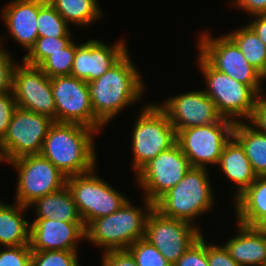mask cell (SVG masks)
I'll return each mask as SVG.
<instances>
[{
  "label": "cell",
  "mask_w": 266,
  "mask_h": 266,
  "mask_svg": "<svg viewBox=\"0 0 266 266\" xmlns=\"http://www.w3.org/2000/svg\"><path fill=\"white\" fill-rule=\"evenodd\" d=\"M190 167L188 158L175 143L136 173V185L142 188L144 197L155 204L185 176Z\"/></svg>",
  "instance_id": "cell-10"
},
{
  "label": "cell",
  "mask_w": 266,
  "mask_h": 266,
  "mask_svg": "<svg viewBox=\"0 0 266 266\" xmlns=\"http://www.w3.org/2000/svg\"><path fill=\"white\" fill-rule=\"evenodd\" d=\"M132 130V169L136 174L145 164L176 143V132L157 103L144 104Z\"/></svg>",
  "instance_id": "cell-6"
},
{
  "label": "cell",
  "mask_w": 266,
  "mask_h": 266,
  "mask_svg": "<svg viewBox=\"0 0 266 266\" xmlns=\"http://www.w3.org/2000/svg\"><path fill=\"white\" fill-rule=\"evenodd\" d=\"M38 15L39 0H12L1 11L8 35L22 45L26 52L38 38Z\"/></svg>",
  "instance_id": "cell-18"
},
{
  "label": "cell",
  "mask_w": 266,
  "mask_h": 266,
  "mask_svg": "<svg viewBox=\"0 0 266 266\" xmlns=\"http://www.w3.org/2000/svg\"><path fill=\"white\" fill-rule=\"evenodd\" d=\"M27 206L18 202L0 201V245L20 246L30 244L31 222L24 218Z\"/></svg>",
  "instance_id": "cell-21"
},
{
  "label": "cell",
  "mask_w": 266,
  "mask_h": 266,
  "mask_svg": "<svg viewBox=\"0 0 266 266\" xmlns=\"http://www.w3.org/2000/svg\"><path fill=\"white\" fill-rule=\"evenodd\" d=\"M130 56L128 51L101 77L88 83L93 113L104 127L145 93L142 74Z\"/></svg>",
  "instance_id": "cell-1"
},
{
  "label": "cell",
  "mask_w": 266,
  "mask_h": 266,
  "mask_svg": "<svg viewBox=\"0 0 266 266\" xmlns=\"http://www.w3.org/2000/svg\"><path fill=\"white\" fill-rule=\"evenodd\" d=\"M97 131L78 123L55 122L45 137L41 155L66 177L85 174L96 166Z\"/></svg>",
  "instance_id": "cell-2"
},
{
  "label": "cell",
  "mask_w": 266,
  "mask_h": 266,
  "mask_svg": "<svg viewBox=\"0 0 266 266\" xmlns=\"http://www.w3.org/2000/svg\"><path fill=\"white\" fill-rule=\"evenodd\" d=\"M197 42L198 53L213 68L252 87L259 95L265 94L261 85L266 78L246 60L239 47L227 34L213 37L204 30Z\"/></svg>",
  "instance_id": "cell-7"
},
{
  "label": "cell",
  "mask_w": 266,
  "mask_h": 266,
  "mask_svg": "<svg viewBox=\"0 0 266 266\" xmlns=\"http://www.w3.org/2000/svg\"><path fill=\"white\" fill-rule=\"evenodd\" d=\"M173 266H209L204 235L196 240Z\"/></svg>",
  "instance_id": "cell-35"
},
{
  "label": "cell",
  "mask_w": 266,
  "mask_h": 266,
  "mask_svg": "<svg viewBox=\"0 0 266 266\" xmlns=\"http://www.w3.org/2000/svg\"><path fill=\"white\" fill-rule=\"evenodd\" d=\"M17 174L15 201L29 207L43 197L66 185V176L41 154L26 155L11 162Z\"/></svg>",
  "instance_id": "cell-9"
},
{
  "label": "cell",
  "mask_w": 266,
  "mask_h": 266,
  "mask_svg": "<svg viewBox=\"0 0 266 266\" xmlns=\"http://www.w3.org/2000/svg\"><path fill=\"white\" fill-rule=\"evenodd\" d=\"M53 123L47 116L17 107L0 141L7 163L22 156L40 154Z\"/></svg>",
  "instance_id": "cell-11"
},
{
  "label": "cell",
  "mask_w": 266,
  "mask_h": 266,
  "mask_svg": "<svg viewBox=\"0 0 266 266\" xmlns=\"http://www.w3.org/2000/svg\"><path fill=\"white\" fill-rule=\"evenodd\" d=\"M260 232L266 234V216L255 226Z\"/></svg>",
  "instance_id": "cell-43"
},
{
  "label": "cell",
  "mask_w": 266,
  "mask_h": 266,
  "mask_svg": "<svg viewBox=\"0 0 266 266\" xmlns=\"http://www.w3.org/2000/svg\"><path fill=\"white\" fill-rule=\"evenodd\" d=\"M3 162H6V159H5V156H4V153L2 151V147L0 146V164L3 163Z\"/></svg>",
  "instance_id": "cell-44"
},
{
  "label": "cell",
  "mask_w": 266,
  "mask_h": 266,
  "mask_svg": "<svg viewBox=\"0 0 266 266\" xmlns=\"http://www.w3.org/2000/svg\"><path fill=\"white\" fill-rule=\"evenodd\" d=\"M76 53V43L72 41L61 51L49 55L39 67L49 77L70 75Z\"/></svg>",
  "instance_id": "cell-30"
},
{
  "label": "cell",
  "mask_w": 266,
  "mask_h": 266,
  "mask_svg": "<svg viewBox=\"0 0 266 266\" xmlns=\"http://www.w3.org/2000/svg\"><path fill=\"white\" fill-rule=\"evenodd\" d=\"M12 92L17 107L33 111L56 122V105L49 78L39 66L18 63L13 74Z\"/></svg>",
  "instance_id": "cell-14"
},
{
  "label": "cell",
  "mask_w": 266,
  "mask_h": 266,
  "mask_svg": "<svg viewBox=\"0 0 266 266\" xmlns=\"http://www.w3.org/2000/svg\"><path fill=\"white\" fill-rule=\"evenodd\" d=\"M78 251H32L31 266H80Z\"/></svg>",
  "instance_id": "cell-33"
},
{
  "label": "cell",
  "mask_w": 266,
  "mask_h": 266,
  "mask_svg": "<svg viewBox=\"0 0 266 266\" xmlns=\"http://www.w3.org/2000/svg\"><path fill=\"white\" fill-rule=\"evenodd\" d=\"M32 206L35 209V219L83 222L72 194L66 185L60 190L39 197L28 208Z\"/></svg>",
  "instance_id": "cell-22"
},
{
  "label": "cell",
  "mask_w": 266,
  "mask_h": 266,
  "mask_svg": "<svg viewBox=\"0 0 266 266\" xmlns=\"http://www.w3.org/2000/svg\"><path fill=\"white\" fill-rule=\"evenodd\" d=\"M137 266H172L160 251L145 238L137 240L127 249Z\"/></svg>",
  "instance_id": "cell-32"
},
{
  "label": "cell",
  "mask_w": 266,
  "mask_h": 266,
  "mask_svg": "<svg viewBox=\"0 0 266 266\" xmlns=\"http://www.w3.org/2000/svg\"><path fill=\"white\" fill-rule=\"evenodd\" d=\"M209 266H240L229 255L224 245L207 244Z\"/></svg>",
  "instance_id": "cell-38"
},
{
  "label": "cell",
  "mask_w": 266,
  "mask_h": 266,
  "mask_svg": "<svg viewBox=\"0 0 266 266\" xmlns=\"http://www.w3.org/2000/svg\"><path fill=\"white\" fill-rule=\"evenodd\" d=\"M38 37H73L70 25L48 0H39Z\"/></svg>",
  "instance_id": "cell-28"
},
{
  "label": "cell",
  "mask_w": 266,
  "mask_h": 266,
  "mask_svg": "<svg viewBox=\"0 0 266 266\" xmlns=\"http://www.w3.org/2000/svg\"><path fill=\"white\" fill-rule=\"evenodd\" d=\"M143 199L144 207H136L128 199L119 210L90 221L85 226V241L106 252L127 250L137 240L144 238L147 219L155 204L145 197Z\"/></svg>",
  "instance_id": "cell-3"
},
{
  "label": "cell",
  "mask_w": 266,
  "mask_h": 266,
  "mask_svg": "<svg viewBox=\"0 0 266 266\" xmlns=\"http://www.w3.org/2000/svg\"><path fill=\"white\" fill-rule=\"evenodd\" d=\"M157 105L166 113L175 132L209 125L223 119L216 104L202 89L171 96Z\"/></svg>",
  "instance_id": "cell-15"
},
{
  "label": "cell",
  "mask_w": 266,
  "mask_h": 266,
  "mask_svg": "<svg viewBox=\"0 0 266 266\" xmlns=\"http://www.w3.org/2000/svg\"><path fill=\"white\" fill-rule=\"evenodd\" d=\"M68 24L87 27L102 15L98 0H48Z\"/></svg>",
  "instance_id": "cell-26"
},
{
  "label": "cell",
  "mask_w": 266,
  "mask_h": 266,
  "mask_svg": "<svg viewBox=\"0 0 266 266\" xmlns=\"http://www.w3.org/2000/svg\"><path fill=\"white\" fill-rule=\"evenodd\" d=\"M247 24L266 46V14L254 15Z\"/></svg>",
  "instance_id": "cell-42"
},
{
  "label": "cell",
  "mask_w": 266,
  "mask_h": 266,
  "mask_svg": "<svg viewBox=\"0 0 266 266\" xmlns=\"http://www.w3.org/2000/svg\"><path fill=\"white\" fill-rule=\"evenodd\" d=\"M30 244L0 249V266H31Z\"/></svg>",
  "instance_id": "cell-34"
},
{
  "label": "cell",
  "mask_w": 266,
  "mask_h": 266,
  "mask_svg": "<svg viewBox=\"0 0 266 266\" xmlns=\"http://www.w3.org/2000/svg\"><path fill=\"white\" fill-rule=\"evenodd\" d=\"M98 173L92 171L73 175L66 178V186L70 190L73 201L77 205L79 214L86 226L97 219Z\"/></svg>",
  "instance_id": "cell-23"
},
{
  "label": "cell",
  "mask_w": 266,
  "mask_h": 266,
  "mask_svg": "<svg viewBox=\"0 0 266 266\" xmlns=\"http://www.w3.org/2000/svg\"><path fill=\"white\" fill-rule=\"evenodd\" d=\"M56 122L78 123L101 132L104 127L92 110L88 83L72 75L51 78Z\"/></svg>",
  "instance_id": "cell-12"
},
{
  "label": "cell",
  "mask_w": 266,
  "mask_h": 266,
  "mask_svg": "<svg viewBox=\"0 0 266 266\" xmlns=\"http://www.w3.org/2000/svg\"><path fill=\"white\" fill-rule=\"evenodd\" d=\"M202 235L198 226L165 217L154 208L147 219L144 238L173 266Z\"/></svg>",
  "instance_id": "cell-13"
},
{
  "label": "cell",
  "mask_w": 266,
  "mask_h": 266,
  "mask_svg": "<svg viewBox=\"0 0 266 266\" xmlns=\"http://www.w3.org/2000/svg\"><path fill=\"white\" fill-rule=\"evenodd\" d=\"M73 40L72 37H38L22 61L29 65L39 66L49 55L61 51Z\"/></svg>",
  "instance_id": "cell-29"
},
{
  "label": "cell",
  "mask_w": 266,
  "mask_h": 266,
  "mask_svg": "<svg viewBox=\"0 0 266 266\" xmlns=\"http://www.w3.org/2000/svg\"><path fill=\"white\" fill-rule=\"evenodd\" d=\"M17 103L13 92L0 94V141L5 136Z\"/></svg>",
  "instance_id": "cell-37"
},
{
  "label": "cell",
  "mask_w": 266,
  "mask_h": 266,
  "mask_svg": "<svg viewBox=\"0 0 266 266\" xmlns=\"http://www.w3.org/2000/svg\"><path fill=\"white\" fill-rule=\"evenodd\" d=\"M85 240L84 222L34 219L31 222L32 251H78V241Z\"/></svg>",
  "instance_id": "cell-17"
},
{
  "label": "cell",
  "mask_w": 266,
  "mask_h": 266,
  "mask_svg": "<svg viewBox=\"0 0 266 266\" xmlns=\"http://www.w3.org/2000/svg\"><path fill=\"white\" fill-rule=\"evenodd\" d=\"M4 35L0 36V45L3 44Z\"/></svg>",
  "instance_id": "cell-45"
},
{
  "label": "cell",
  "mask_w": 266,
  "mask_h": 266,
  "mask_svg": "<svg viewBox=\"0 0 266 266\" xmlns=\"http://www.w3.org/2000/svg\"><path fill=\"white\" fill-rule=\"evenodd\" d=\"M127 45L124 39L111 45L98 39L76 44L70 75L87 83L101 77L129 51Z\"/></svg>",
  "instance_id": "cell-16"
},
{
  "label": "cell",
  "mask_w": 266,
  "mask_h": 266,
  "mask_svg": "<svg viewBox=\"0 0 266 266\" xmlns=\"http://www.w3.org/2000/svg\"><path fill=\"white\" fill-rule=\"evenodd\" d=\"M236 223L237 234L224 244L230 257L240 266H261L266 261V234L256 227Z\"/></svg>",
  "instance_id": "cell-19"
},
{
  "label": "cell",
  "mask_w": 266,
  "mask_h": 266,
  "mask_svg": "<svg viewBox=\"0 0 266 266\" xmlns=\"http://www.w3.org/2000/svg\"><path fill=\"white\" fill-rule=\"evenodd\" d=\"M239 47L246 60L266 78V46L246 24L227 34Z\"/></svg>",
  "instance_id": "cell-27"
},
{
  "label": "cell",
  "mask_w": 266,
  "mask_h": 266,
  "mask_svg": "<svg viewBox=\"0 0 266 266\" xmlns=\"http://www.w3.org/2000/svg\"><path fill=\"white\" fill-rule=\"evenodd\" d=\"M234 122L223 118L209 125L195 126L176 132V143L191 167L208 169L218 165L225 144L233 136Z\"/></svg>",
  "instance_id": "cell-8"
},
{
  "label": "cell",
  "mask_w": 266,
  "mask_h": 266,
  "mask_svg": "<svg viewBox=\"0 0 266 266\" xmlns=\"http://www.w3.org/2000/svg\"><path fill=\"white\" fill-rule=\"evenodd\" d=\"M101 266H137L128 250H110L102 252Z\"/></svg>",
  "instance_id": "cell-39"
},
{
  "label": "cell",
  "mask_w": 266,
  "mask_h": 266,
  "mask_svg": "<svg viewBox=\"0 0 266 266\" xmlns=\"http://www.w3.org/2000/svg\"><path fill=\"white\" fill-rule=\"evenodd\" d=\"M235 200L236 221L255 227L266 216V176L256 180Z\"/></svg>",
  "instance_id": "cell-24"
},
{
  "label": "cell",
  "mask_w": 266,
  "mask_h": 266,
  "mask_svg": "<svg viewBox=\"0 0 266 266\" xmlns=\"http://www.w3.org/2000/svg\"><path fill=\"white\" fill-rule=\"evenodd\" d=\"M259 132L266 134V92L260 95L248 121Z\"/></svg>",
  "instance_id": "cell-40"
},
{
  "label": "cell",
  "mask_w": 266,
  "mask_h": 266,
  "mask_svg": "<svg viewBox=\"0 0 266 266\" xmlns=\"http://www.w3.org/2000/svg\"><path fill=\"white\" fill-rule=\"evenodd\" d=\"M205 168L190 167L185 176L156 203L155 209L163 216L193 222L215 206L213 187Z\"/></svg>",
  "instance_id": "cell-4"
},
{
  "label": "cell",
  "mask_w": 266,
  "mask_h": 266,
  "mask_svg": "<svg viewBox=\"0 0 266 266\" xmlns=\"http://www.w3.org/2000/svg\"><path fill=\"white\" fill-rule=\"evenodd\" d=\"M197 64L206 83L204 92L216 104L220 115L234 123L249 121L260 95L252 87L213 68L199 53Z\"/></svg>",
  "instance_id": "cell-5"
},
{
  "label": "cell",
  "mask_w": 266,
  "mask_h": 266,
  "mask_svg": "<svg viewBox=\"0 0 266 266\" xmlns=\"http://www.w3.org/2000/svg\"><path fill=\"white\" fill-rule=\"evenodd\" d=\"M11 56L12 53L0 45V94L12 91L13 74L18 62H15Z\"/></svg>",
  "instance_id": "cell-36"
},
{
  "label": "cell",
  "mask_w": 266,
  "mask_h": 266,
  "mask_svg": "<svg viewBox=\"0 0 266 266\" xmlns=\"http://www.w3.org/2000/svg\"><path fill=\"white\" fill-rule=\"evenodd\" d=\"M239 10H243L249 16L266 14V0H231Z\"/></svg>",
  "instance_id": "cell-41"
},
{
  "label": "cell",
  "mask_w": 266,
  "mask_h": 266,
  "mask_svg": "<svg viewBox=\"0 0 266 266\" xmlns=\"http://www.w3.org/2000/svg\"><path fill=\"white\" fill-rule=\"evenodd\" d=\"M128 199L98 176L97 219L119 210Z\"/></svg>",
  "instance_id": "cell-31"
},
{
  "label": "cell",
  "mask_w": 266,
  "mask_h": 266,
  "mask_svg": "<svg viewBox=\"0 0 266 266\" xmlns=\"http://www.w3.org/2000/svg\"><path fill=\"white\" fill-rule=\"evenodd\" d=\"M217 166L220 167L223 175L235 184V199L257 178L244 148L233 136L225 144Z\"/></svg>",
  "instance_id": "cell-20"
},
{
  "label": "cell",
  "mask_w": 266,
  "mask_h": 266,
  "mask_svg": "<svg viewBox=\"0 0 266 266\" xmlns=\"http://www.w3.org/2000/svg\"><path fill=\"white\" fill-rule=\"evenodd\" d=\"M233 137L244 148L254 173L266 176V134L242 121L234 124Z\"/></svg>",
  "instance_id": "cell-25"
}]
</instances>
